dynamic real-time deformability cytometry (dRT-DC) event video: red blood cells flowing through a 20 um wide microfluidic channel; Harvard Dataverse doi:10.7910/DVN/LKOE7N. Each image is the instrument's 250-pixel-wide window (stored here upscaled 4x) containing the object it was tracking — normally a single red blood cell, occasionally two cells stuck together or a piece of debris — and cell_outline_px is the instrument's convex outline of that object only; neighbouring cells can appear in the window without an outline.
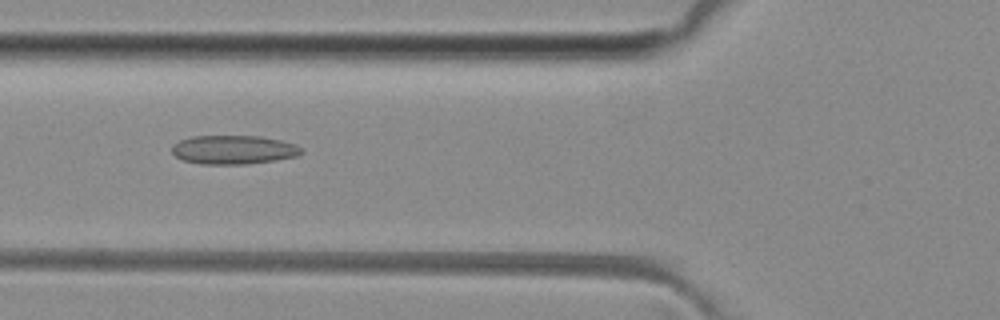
{"species": "common noctule bat (a hibernating species)", "species_latin": "Nyctalus noctula", "temperature_condition": "room temperature", "stored_images_in_passage": 46, "camera_frame_rate_fps": 3000, "um_per_image_px": 0.085, "animal": {"sex": "female", "body_mass_g": 29.2, "forearm_length_mm": 56.3}, "frame": {"image": 1, "passage_image": 15, "time_ms": 4.667, "image_size_px": [1000, 320], "cell_outline_px": [[304, 152], [296, 156], [276, 160], [244, 164], [200, 164], [184, 160], [176, 156], [172, 152], [172, 144], [180, 140], [192, 136], [260, 136], [280, 140], [296, 144]], "centroid_in_image_um": [19.84, 12.72], "position_along_channel_um": 106.0, "area_um2": 21.73}}
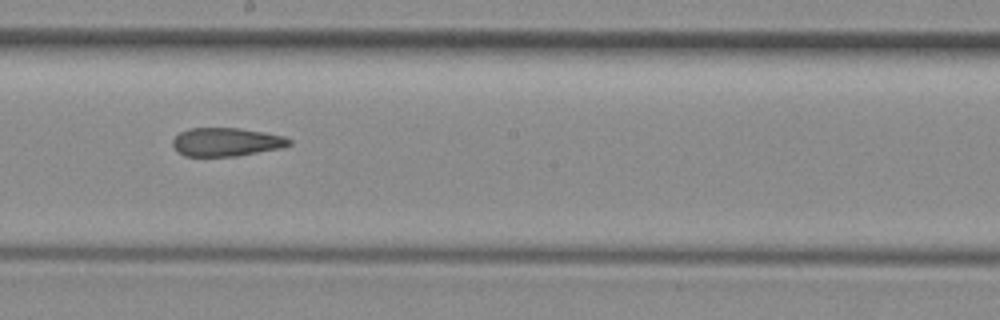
{"frame": {"image": 2, "passage_image": 24, "time_ms": 7.667, "image_size_px": [1000, 320], "cell_outline_px": [[292, 144], [280, 148], [236, 156], [184, 156], [176, 152], [172, 144], [172, 140], [180, 132], [188, 128], [240, 128], [264, 132], [284, 136], [292, 140]], "centroid_in_image_um": [19.21, 12.07], "position_along_channel_um": 229.0, "area_um2": 19.42}}
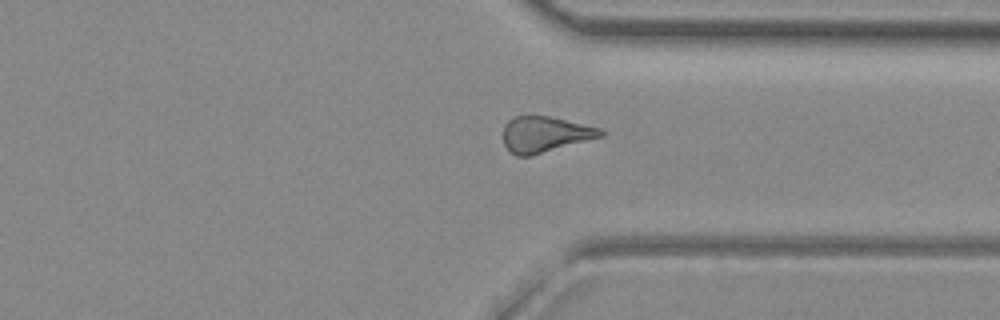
{"frame": {"image": 3, "passage_image": 34, "time_ms": 11.0, "image_size_px": [1000, 320], "cell_outline_px": [[604, 136], [532, 156], [516, 156], [504, 144], [504, 124], [512, 116], [548, 116], [600, 128], [604, 132]], "centroid_in_image_um": [46.32, 11.42], "position_along_channel_um": 365.1, "area_um2": 20.29}, "authors_computed_cell_mechanics": {"area_um2": 20.5768, "velocity_mm_per_s": 4.0989, "shape_relaxation_time_tau1_ms": null, "shape_relaxation_time_tau2_ms": 3.5311, "deformation_change_tau1": null, "deformation_change_tau2": 0.1284}}